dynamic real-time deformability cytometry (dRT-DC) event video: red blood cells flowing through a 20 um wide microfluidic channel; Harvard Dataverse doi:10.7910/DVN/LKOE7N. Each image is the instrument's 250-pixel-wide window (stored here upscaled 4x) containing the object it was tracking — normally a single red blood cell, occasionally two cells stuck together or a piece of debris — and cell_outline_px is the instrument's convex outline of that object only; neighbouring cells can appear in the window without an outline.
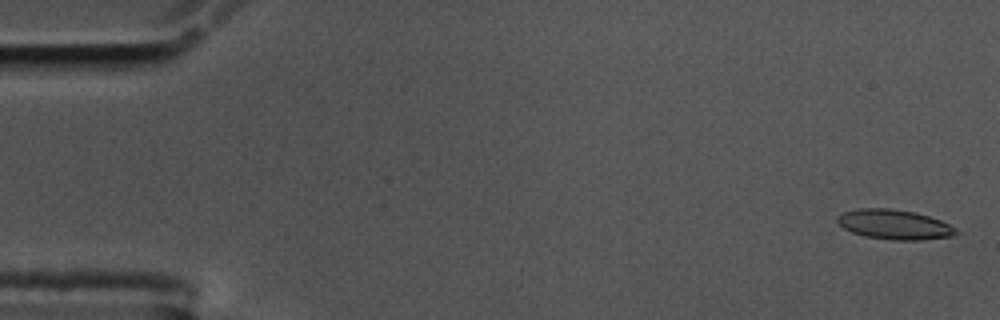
{"species": "common noctule bat (a hibernating species)", "species_latin": "Nyctalus noctula", "temperature_condition": "cold", "stored_images_in_passage": 57, "camera_frame_rate_fps": 3000, "um_per_image_px": 0.085, "animal": {"sex": "male", "body_mass_g": 17.5, "forearm_length_mm": 52.3}, "frame": {"image": 1, "passage_image": 2, "time_ms": 0.333, "image_size_px": [1000, 320], "cell_outline_px": [[960, 232], [952, 236], [920, 240], [896, 240], [864, 236], [852, 232], [844, 228], [836, 220], [836, 216], [844, 212], [856, 208], [888, 208], [916, 212], [940, 220], [956, 228]], "centroid_in_image_um": [76.02, 19.08], "position_along_channel_um": 9.0, "area_um2": 20.58}}
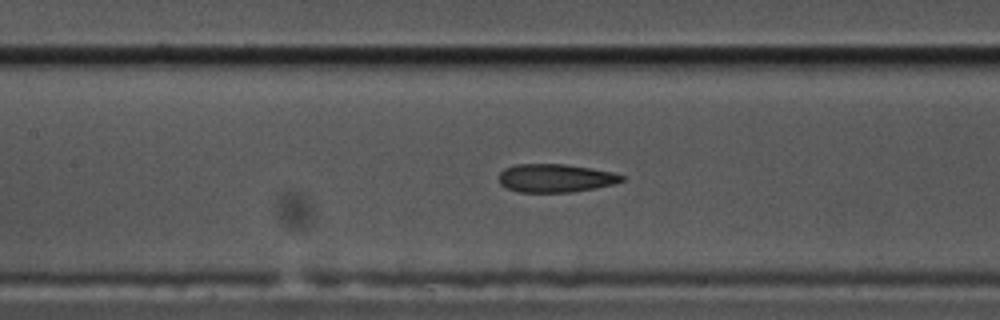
{"frame": {"image": 2, "passage_image": 26, "time_ms": 8.333, "image_size_px": [1000, 320], "cell_outline_px": [[624, 180], [612, 184], [572, 192], [520, 192], [508, 188], [500, 184], [500, 172], [504, 168], [516, 164], [564, 164], [612, 172], [624, 176]], "centroid_in_image_um": [47.18, 15.13], "position_along_channel_um": 160.2, "area_um2": 19.94}}
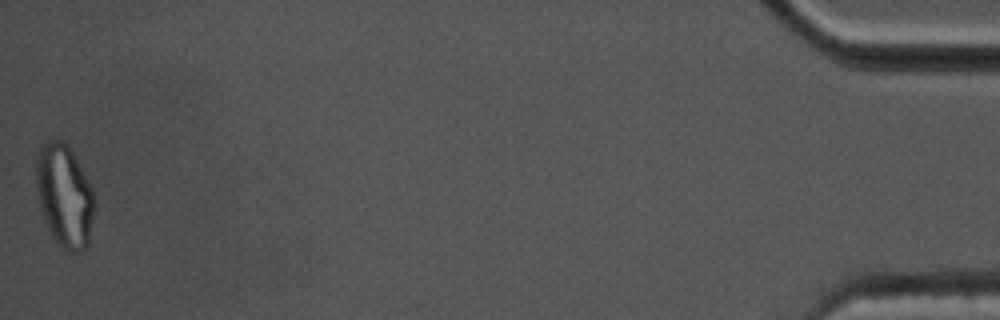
{"frame": {"image": 3, "passage_image": 57, "time_ms": 18.667, "image_size_px": [1000, 320], "cell_outline_px": [[92, 216], [88, 244], [80, 252], [64, 252], [60, 248], [52, 236], [40, 212], [36, 196], [36, 160], [40, 148], [48, 140], [60, 140], [72, 152], [88, 180], [92, 188]], "centroid_in_image_um": [5.42, 16.69], "position_along_channel_um": 429.8, "area_um2": 34.56}, "authors_computed_cell_mechanics": {"area_um2": 21.2704, "velocity_mm_per_s": 3.5418, "shape_relaxation_time_tau1_ms": null, "shape_relaxation_time_tau2_ms": 1.8387, "deformation_change_tau1": null, "deformation_change_tau2": 0.0837}}